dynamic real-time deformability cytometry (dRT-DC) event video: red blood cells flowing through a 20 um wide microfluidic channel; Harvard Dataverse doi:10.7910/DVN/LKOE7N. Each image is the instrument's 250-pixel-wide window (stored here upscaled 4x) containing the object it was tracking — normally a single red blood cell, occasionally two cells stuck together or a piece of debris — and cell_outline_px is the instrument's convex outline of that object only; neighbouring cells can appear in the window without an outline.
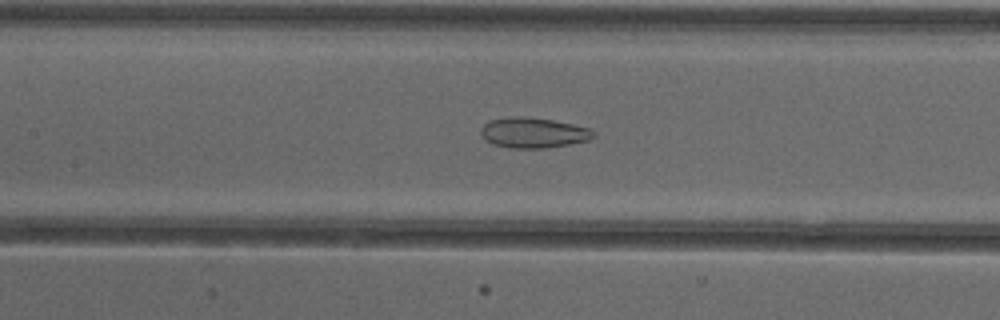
{"species": "common noctule bat (a hibernating species)", "species_latin": "Nyctalus noctula", "temperature_condition": "cold", "stored_images_in_passage": 52, "camera_frame_rate_fps": 3000, "um_per_image_px": 0.085, "animal": {"sex": "female"}, "frame": {"image": 1, "passage_image": 24, "time_ms": 7.667, "image_size_px": [1000, 320], "cell_outline_px": [[596, 136], [592, 140], [544, 148], [512, 148], [492, 144], [480, 132], [480, 128], [488, 120], [508, 116], [520, 116], [552, 120], [572, 124], [588, 128], [596, 132]], "centroid_in_image_um": [45.35, 11.27], "position_along_channel_um": 162.1, "area_um2": 19.94}}
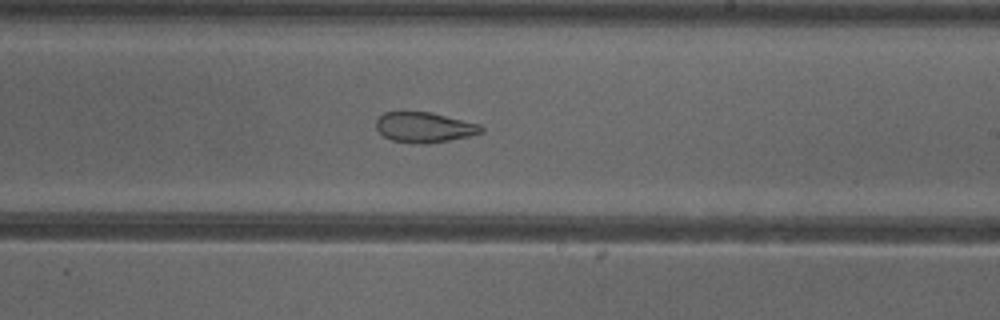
{"frame": {"image": 2, "passage_image": 31, "time_ms": 10.0, "image_size_px": [1000, 320], "cell_outline_px": [[484, 132], [468, 136], [448, 140], [424, 144], [420, 144], [392, 140], [384, 136], [376, 128], [376, 120], [384, 112], [432, 112], [480, 124], [484, 128]], "centroid_in_image_um": [36.08, 10.81], "position_along_channel_um": 252.9, "area_um2": 18.44}}
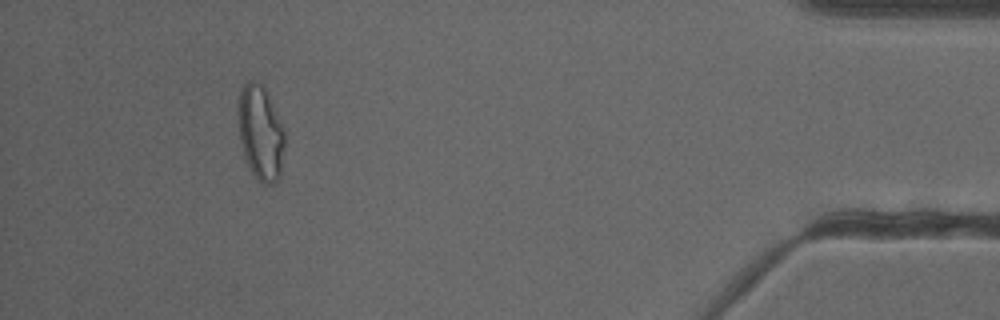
{"frame": {"image": 3, "passage_image": 48, "time_ms": 15.667, "image_size_px": [1000, 320], "cell_outline_px": [[284, 148], [280, 180], [272, 184], [264, 184], [256, 180], [244, 156], [240, 140], [236, 112], [236, 108], [240, 88], [248, 80], [256, 80], [264, 84], [284, 132]], "centroid_in_image_um": [22.11, 11.26], "position_along_channel_um": 413.1, "area_um2": 26.24}, "authors_computed_cell_mechanics": {"area_um2": 24.0159, "velocity_mm_per_s": 3.9125, "shape_relaxation_time_tau1_ms": null, "shape_relaxation_time_tau2_ms": 1.9041, "deformation_change_tau1": null, "deformation_change_tau2": 0.0922}}